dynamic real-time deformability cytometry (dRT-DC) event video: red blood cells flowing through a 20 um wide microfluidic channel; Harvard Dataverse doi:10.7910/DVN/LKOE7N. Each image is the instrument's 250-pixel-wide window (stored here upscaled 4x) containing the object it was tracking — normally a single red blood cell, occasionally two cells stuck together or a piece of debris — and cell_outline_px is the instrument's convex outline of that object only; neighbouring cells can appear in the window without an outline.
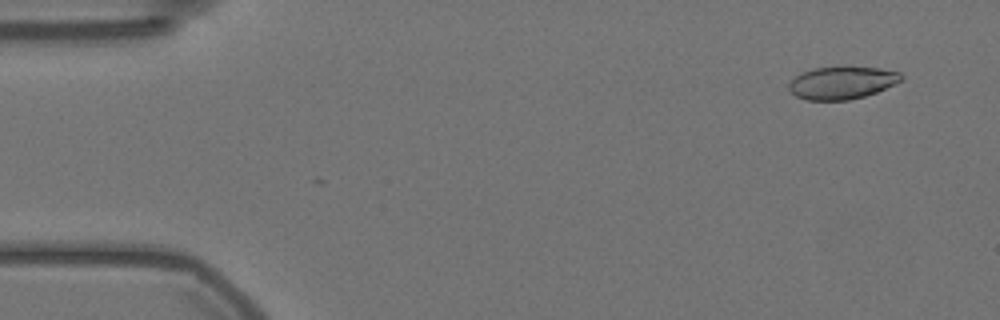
{"species": "Egyptian fruit bat (a non-hibernating species)", "species_latin": "Rousettus aegyptiacus", "temperature_condition": "warm", "stored_images_in_passage": 57, "camera_frame_rate_fps": 3000, "um_per_image_px": 0.085, "animal": {"sex": "female"}, "frame": {"image": 1, "passage_image": 4, "time_ms": 1.0, "image_size_px": [1000, 320], "cell_outline_px": [[904, 76], [900, 80], [876, 92], [864, 96], [848, 100], [808, 100], [796, 96], [788, 88], [788, 84], [800, 72], [812, 68], [880, 68], [900, 72]], "centroid_in_image_um": [71.53, 7.04], "position_along_channel_um": 13.5, "area_um2": 20.87}}
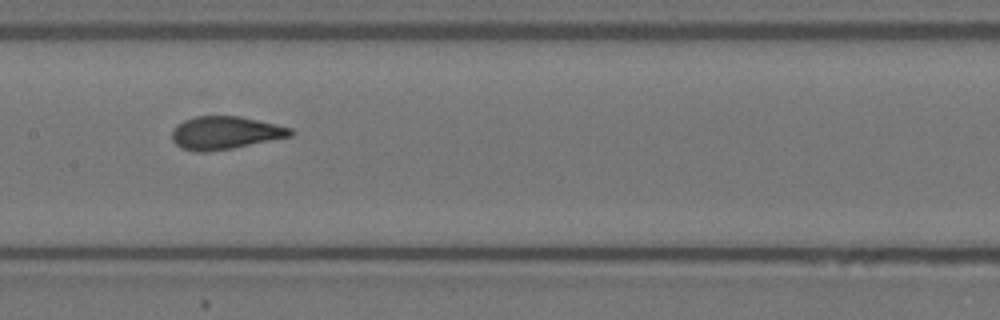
{"frame": {"image": 2, "passage_image": 28, "time_ms": 9.0, "image_size_px": [1000, 320], "cell_outline_px": [[296, 132], [292, 136], [232, 148], [204, 152], [196, 152], [180, 148], [172, 140], [172, 128], [176, 124], [184, 120], [196, 116], [240, 116], [276, 124], [292, 128]], "centroid_in_image_um": [19.13, 11.29], "position_along_channel_um": 188.3, "area_um2": 22.89}}
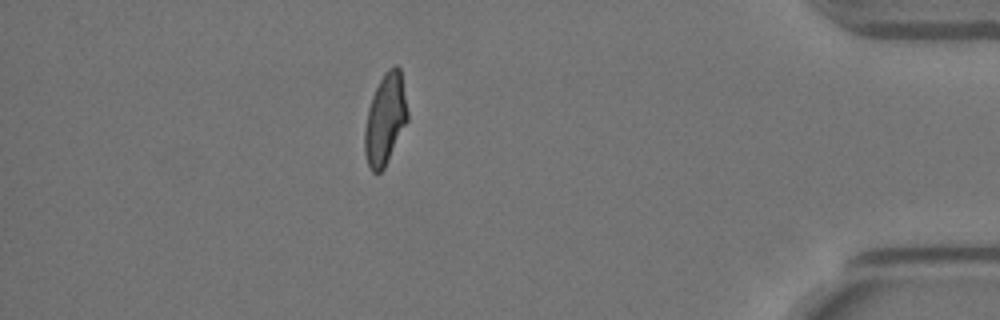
{"frame": {"image": 3, "passage_image": 50, "time_ms": 16.333, "image_size_px": [1000, 320], "cell_outline_px": [[408, 120], [384, 168], [380, 172], [372, 172], [368, 164], [364, 152], [364, 132], [368, 108], [372, 96], [384, 72], [392, 64], [396, 64], [400, 68], [408, 112]], "centroid_in_image_um": [32.74, 10.11], "position_along_channel_um": 402.5, "area_um2": 22.66}, "authors_computed_cell_mechanics": {"area_um2": 22.542, "velocity_mm_per_s": 3.5549, "shape_relaxation_time_tau1_ms": 5.5031, "shape_relaxation_time_tau2_ms": 0.8957, "deformation_change_tau1": 0.1796, "deformation_change_tau2": 0.0585}}